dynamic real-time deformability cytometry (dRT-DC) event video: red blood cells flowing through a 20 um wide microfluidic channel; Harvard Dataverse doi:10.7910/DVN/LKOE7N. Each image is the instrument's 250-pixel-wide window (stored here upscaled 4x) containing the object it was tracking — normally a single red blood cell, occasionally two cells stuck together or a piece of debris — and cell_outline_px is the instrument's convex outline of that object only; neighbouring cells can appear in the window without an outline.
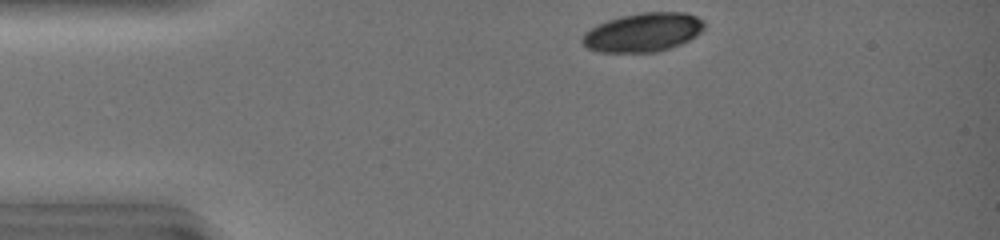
{"species": "common noctule bat (a hibernating species)", "species_latin": "Nyctalus noctula", "temperature_condition": "warm", "stored_images_in_passage": 9, "camera_frame_rate_fps": 3000, "um_per_image_px": 0.085, "animal": {"sex": "female", "body_mass_g": 19.0, "forearm_length_mm": 51.5}, "frame": {"image": 1, "passage_image": 1, "time_ms": 0.0, "image_size_px": [1000, 240], "cell_outline_px": [[704, 28], [696, 36], [680, 44], [660, 52], [596, 52], [588, 48], [580, 40], [584, 32], [596, 24], [620, 16], [644, 12], [684, 12], [696, 16], [704, 20]], "centroid_in_image_um": [54.64, 2.75], "position_along_channel_um": 30.4, "area_um2": 27.8}}